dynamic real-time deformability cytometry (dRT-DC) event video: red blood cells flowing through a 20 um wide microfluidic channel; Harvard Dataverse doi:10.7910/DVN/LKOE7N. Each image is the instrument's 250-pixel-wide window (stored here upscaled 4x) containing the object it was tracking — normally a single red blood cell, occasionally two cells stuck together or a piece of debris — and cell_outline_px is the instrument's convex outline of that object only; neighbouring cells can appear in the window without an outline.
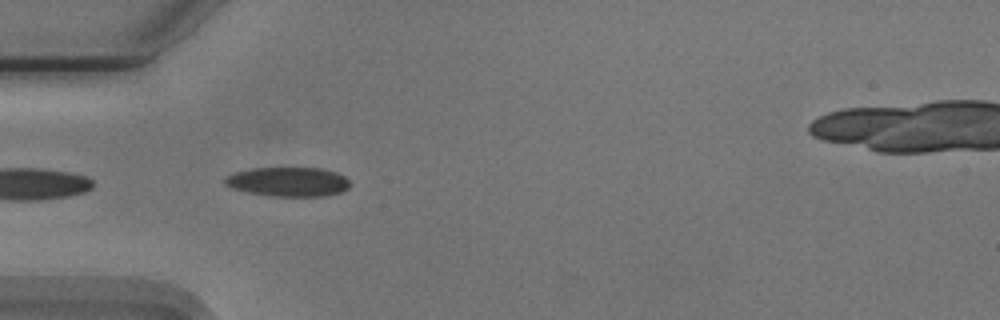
{"species": "Egyptian fruit bat (a non-hibernating species)", "species_latin": "Rousettus aegyptiacus", "temperature_condition": "cold", "stored_images_in_passage": 41, "camera_frame_rate_fps": 3000, "um_per_image_px": 0.085, "animal": {"sex": "male"}, "frame": {"image": 1, "passage_image": 2, "time_ms": 0.333, "image_size_px": [1000, 320], "cell_outline_px": [[348, 188], [340, 192], [328, 196], [268, 196], [248, 192], [232, 188], [224, 184], [224, 180], [228, 176], [236, 172], [252, 168], [320, 168], [336, 172], [344, 176], [348, 180]], "centroid_in_image_um": [24.5, 15.45], "position_along_channel_um": 60.5, "area_um2": 21.27}}
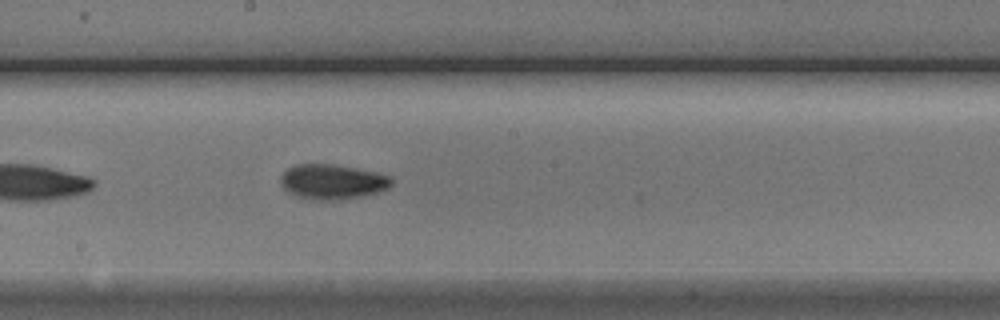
{"frame": {"image": 2, "passage_image": 15, "time_ms": 4.667, "image_size_px": [1000, 320], "cell_outline_px": [[392, 184], [388, 188], [380, 192], [364, 196], [332, 200], [320, 200], [296, 196], [288, 192], [280, 184], [280, 176], [288, 168], [296, 164], [332, 164], [380, 172], [392, 176]], "centroid_in_image_um": [28.29, 15.44], "position_along_channel_um": 219.9, "area_um2": 22.77}}
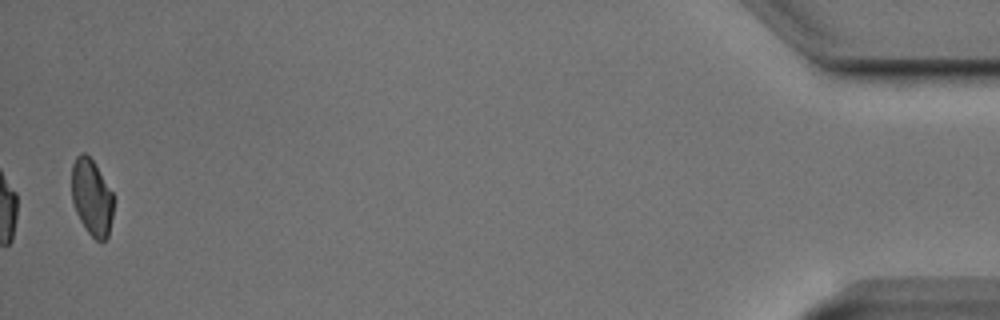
{"frame": {"image": 3, "passage_image": 39, "time_ms": 12.667, "image_size_px": [1000, 320], "cell_outline_px": [[112, 216], [108, 236], [104, 240], [96, 240], [88, 232], [80, 220], [76, 212], [72, 200], [72, 164], [76, 156], [80, 152], [84, 152], [92, 160], [112, 192]], "centroid_in_image_um": [7.77, 16.76], "position_along_channel_um": 427.4, "area_um2": 18.26}, "authors_computed_cell_mechanics": {"area_um2": 20.808, "velocity_mm_per_s": 3.7421, "shape_relaxation_time_tau1_ms": 3.5041, "shape_relaxation_time_tau2_ms": 8.5251, "deformation_change_tau1": 0.1075, "deformation_change_tau2": 0.1382}}